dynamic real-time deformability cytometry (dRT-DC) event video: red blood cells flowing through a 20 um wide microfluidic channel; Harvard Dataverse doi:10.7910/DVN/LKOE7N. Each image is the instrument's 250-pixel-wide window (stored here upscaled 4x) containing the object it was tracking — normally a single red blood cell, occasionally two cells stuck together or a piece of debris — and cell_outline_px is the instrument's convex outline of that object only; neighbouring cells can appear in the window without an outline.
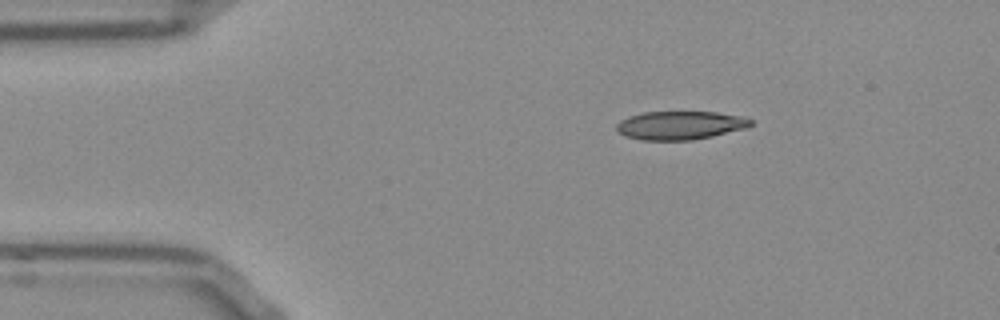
{"species": "Egyptian fruit bat (a non-hibernating species)", "species_latin": "Rousettus aegyptiacus", "temperature_condition": "room temperature", "stored_images_in_passage": 11, "camera_frame_rate_fps": 3000, "um_per_image_px": 0.085, "frame": {"image": 1, "passage_image": 11, "time_ms": 3.333, "image_size_px": [1000, 320], "cell_outline_px": [[752, 124], [744, 128], [712, 136], [692, 140], [644, 140], [624, 136], [616, 128], [616, 124], [620, 120], [628, 116], [644, 112], [716, 112], [744, 116], [752, 120]], "centroid_in_image_um": [57.79, 10.64], "position_along_channel_um": 27.2, "area_um2": 22.2}}